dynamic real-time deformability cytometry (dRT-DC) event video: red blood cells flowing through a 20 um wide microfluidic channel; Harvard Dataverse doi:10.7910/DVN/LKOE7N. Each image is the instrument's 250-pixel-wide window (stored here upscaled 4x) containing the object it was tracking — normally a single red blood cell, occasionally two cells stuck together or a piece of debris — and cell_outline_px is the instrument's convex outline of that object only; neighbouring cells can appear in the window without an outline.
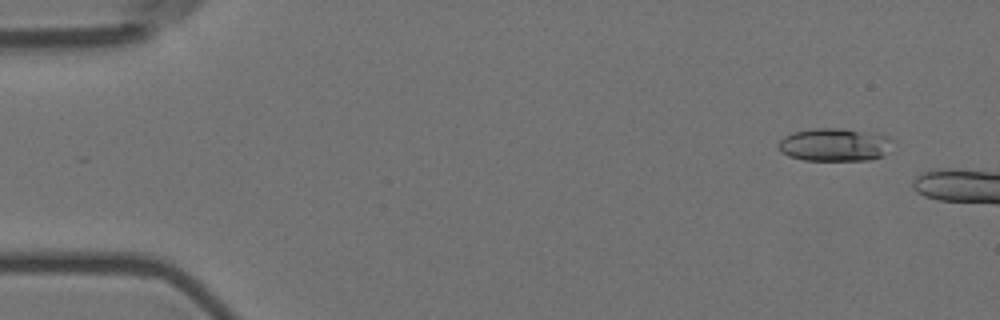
{"species": "Egyptian fruit bat (a non-hibernating species)", "species_latin": "Rousettus aegyptiacus", "temperature_condition": "room temperature", "stored_images_in_passage": 7, "camera_frame_rate_fps": 3000, "um_per_image_px": 0.085, "animal": {"sex": "female"}, "frame": {"image": 1, "passage_image": 1, "time_ms": 0.0, "image_size_px": [1000, 320], "cell_outline_px": [[896, 140], [884, 156], [868, 160], [804, 160], [788, 156], [780, 152], [776, 144], [784, 136], [792, 132], [812, 128], [840, 128], [880, 132]], "centroid_in_image_um": [70.99, 12.28], "position_along_channel_um": 14.0, "area_um2": 22.72}}